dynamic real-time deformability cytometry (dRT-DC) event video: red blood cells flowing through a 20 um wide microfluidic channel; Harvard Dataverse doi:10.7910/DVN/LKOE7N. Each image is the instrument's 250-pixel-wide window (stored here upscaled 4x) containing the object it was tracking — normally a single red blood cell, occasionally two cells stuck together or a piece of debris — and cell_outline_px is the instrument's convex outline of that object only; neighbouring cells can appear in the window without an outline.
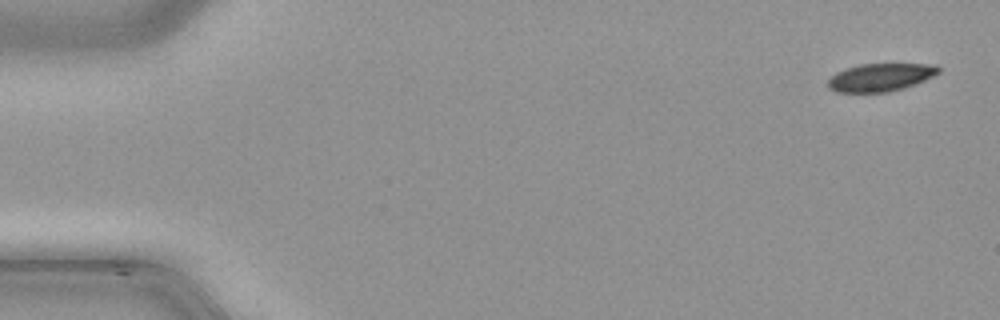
{"species": "common noctule bat (a hibernating species)", "species_latin": "Nyctalus noctula", "temperature_condition": "cold", "stored_images_in_passage": 5, "camera_frame_rate_fps": 3000, "um_per_image_px": 0.085, "animal": {"sex": "male", "body_mass_g": 21.5, "forearm_length_mm": 52.0}, "frame": {"image": 1, "passage_image": 2, "time_ms": 0.333, "image_size_px": [1000, 320], "cell_outline_px": [[940, 72], [924, 80], [904, 88], [888, 92], [836, 92], [828, 88], [828, 80], [836, 72], [844, 68], [860, 64], [936, 64], [940, 68]], "centroid_in_image_um": [74.82, 6.57], "position_along_channel_um": 10.2, "area_um2": 17.98}}